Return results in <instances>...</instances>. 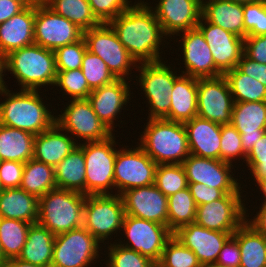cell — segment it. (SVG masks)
I'll list each match as a JSON object with an SVG mask.
<instances>
[{
	"label": "cell",
	"instance_id": "f6af8a7d",
	"mask_svg": "<svg viewBox=\"0 0 266 267\" xmlns=\"http://www.w3.org/2000/svg\"><path fill=\"white\" fill-rule=\"evenodd\" d=\"M246 153L241 143V134L230 124L221 125L220 160L227 163H234L243 160L245 163ZM236 160V161H235ZM234 161V162H233Z\"/></svg>",
	"mask_w": 266,
	"mask_h": 267
},
{
	"label": "cell",
	"instance_id": "4316f807",
	"mask_svg": "<svg viewBox=\"0 0 266 267\" xmlns=\"http://www.w3.org/2000/svg\"><path fill=\"white\" fill-rule=\"evenodd\" d=\"M78 143L56 123L48 130L35 135L33 158L55 167Z\"/></svg>",
	"mask_w": 266,
	"mask_h": 267
},
{
	"label": "cell",
	"instance_id": "7bdbcfd3",
	"mask_svg": "<svg viewBox=\"0 0 266 267\" xmlns=\"http://www.w3.org/2000/svg\"><path fill=\"white\" fill-rule=\"evenodd\" d=\"M158 263L163 267H202L194 252L174 236L166 242Z\"/></svg>",
	"mask_w": 266,
	"mask_h": 267
},
{
	"label": "cell",
	"instance_id": "ba28073f",
	"mask_svg": "<svg viewBox=\"0 0 266 267\" xmlns=\"http://www.w3.org/2000/svg\"><path fill=\"white\" fill-rule=\"evenodd\" d=\"M124 216L125 209L121 195H86L83 210V227L101 244L107 245L113 237L118 238L120 236L119 233H122L120 231ZM118 231L119 233H117ZM114 234L116 236H112Z\"/></svg>",
	"mask_w": 266,
	"mask_h": 267
},
{
	"label": "cell",
	"instance_id": "f5cc1de1",
	"mask_svg": "<svg viewBox=\"0 0 266 267\" xmlns=\"http://www.w3.org/2000/svg\"><path fill=\"white\" fill-rule=\"evenodd\" d=\"M216 263L222 266H240V249L233 235L224 243Z\"/></svg>",
	"mask_w": 266,
	"mask_h": 267
},
{
	"label": "cell",
	"instance_id": "003e7915",
	"mask_svg": "<svg viewBox=\"0 0 266 267\" xmlns=\"http://www.w3.org/2000/svg\"><path fill=\"white\" fill-rule=\"evenodd\" d=\"M152 267H163V266L160 265L158 262H156V263H154V264L152 265Z\"/></svg>",
	"mask_w": 266,
	"mask_h": 267
},
{
	"label": "cell",
	"instance_id": "44dd1931",
	"mask_svg": "<svg viewBox=\"0 0 266 267\" xmlns=\"http://www.w3.org/2000/svg\"><path fill=\"white\" fill-rule=\"evenodd\" d=\"M130 86L127 79H116L111 84L93 89L87 98L100 121L113 134L114 128L121 126L115 125L116 119H119V114L122 115V110H128L125 107L133 98Z\"/></svg>",
	"mask_w": 266,
	"mask_h": 267
},
{
	"label": "cell",
	"instance_id": "a7ac6f4b",
	"mask_svg": "<svg viewBox=\"0 0 266 267\" xmlns=\"http://www.w3.org/2000/svg\"><path fill=\"white\" fill-rule=\"evenodd\" d=\"M3 187H2V183H1V180H0V192L3 191Z\"/></svg>",
	"mask_w": 266,
	"mask_h": 267
},
{
	"label": "cell",
	"instance_id": "816d5d0a",
	"mask_svg": "<svg viewBox=\"0 0 266 267\" xmlns=\"http://www.w3.org/2000/svg\"><path fill=\"white\" fill-rule=\"evenodd\" d=\"M188 188L197 206L222 198L225 193L201 183H188Z\"/></svg>",
	"mask_w": 266,
	"mask_h": 267
},
{
	"label": "cell",
	"instance_id": "7c38bea8",
	"mask_svg": "<svg viewBox=\"0 0 266 267\" xmlns=\"http://www.w3.org/2000/svg\"><path fill=\"white\" fill-rule=\"evenodd\" d=\"M121 231L126 238L123 240L120 236L114 242L139 252L155 263L160 261L166 242L173 236L166 225L130 215L124 216Z\"/></svg>",
	"mask_w": 266,
	"mask_h": 267
},
{
	"label": "cell",
	"instance_id": "9a60e30c",
	"mask_svg": "<svg viewBox=\"0 0 266 267\" xmlns=\"http://www.w3.org/2000/svg\"><path fill=\"white\" fill-rule=\"evenodd\" d=\"M242 195L243 193H228L220 199L197 206L194 222L209 230L233 235L245 222L247 198Z\"/></svg>",
	"mask_w": 266,
	"mask_h": 267
},
{
	"label": "cell",
	"instance_id": "836d02e7",
	"mask_svg": "<svg viewBox=\"0 0 266 267\" xmlns=\"http://www.w3.org/2000/svg\"><path fill=\"white\" fill-rule=\"evenodd\" d=\"M233 236L240 249L239 267H266V237L244 222Z\"/></svg>",
	"mask_w": 266,
	"mask_h": 267
},
{
	"label": "cell",
	"instance_id": "94428289",
	"mask_svg": "<svg viewBox=\"0 0 266 267\" xmlns=\"http://www.w3.org/2000/svg\"><path fill=\"white\" fill-rule=\"evenodd\" d=\"M6 71V56L0 51V90L8 87L6 85V81L4 80V76L7 75ZM4 73V74H3Z\"/></svg>",
	"mask_w": 266,
	"mask_h": 267
},
{
	"label": "cell",
	"instance_id": "74e56055",
	"mask_svg": "<svg viewBox=\"0 0 266 267\" xmlns=\"http://www.w3.org/2000/svg\"><path fill=\"white\" fill-rule=\"evenodd\" d=\"M31 223L0 217V245L5 259L18 258Z\"/></svg>",
	"mask_w": 266,
	"mask_h": 267
},
{
	"label": "cell",
	"instance_id": "db71d44e",
	"mask_svg": "<svg viewBox=\"0 0 266 267\" xmlns=\"http://www.w3.org/2000/svg\"><path fill=\"white\" fill-rule=\"evenodd\" d=\"M237 68L266 87V64L257 63L243 54Z\"/></svg>",
	"mask_w": 266,
	"mask_h": 267
},
{
	"label": "cell",
	"instance_id": "681fc988",
	"mask_svg": "<svg viewBox=\"0 0 266 267\" xmlns=\"http://www.w3.org/2000/svg\"><path fill=\"white\" fill-rule=\"evenodd\" d=\"M23 162L0 161V180L3 189L20 188L24 171Z\"/></svg>",
	"mask_w": 266,
	"mask_h": 267
},
{
	"label": "cell",
	"instance_id": "603a6c76",
	"mask_svg": "<svg viewBox=\"0 0 266 267\" xmlns=\"http://www.w3.org/2000/svg\"><path fill=\"white\" fill-rule=\"evenodd\" d=\"M173 236L194 252L203 267L216 263L224 243L232 234L209 230L193 222L180 227Z\"/></svg>",
	"mask_w": 266,
	"mask_h": 267
},
{
	"label": "cell",
	"instance_id": "ab89813d",
	"mask_svg": "<svg viewBox=\"0 0 266 267\" xmlns=\"http://www.w3.org/2000/svg\"><path fill=\"white\" fill-rule=\"evenodd\" d=\"M154 184L166 197L188 188L184 167L182 164L157 165Z\"/></svg>",
	"mask_w": 266,
	"mask_h": 267
},
{
	"label": "cell",
	"instance_id": "ffe728a7",
	"mask_svg": "<svg viewBox=\"0 0 266 267\" xmlns=\"http://www.w3.org/2000/svg\"><path fill=\"white\" fill-rule=\"evenodd\" d=\"M157 2L155 7L151 8L169 39L178 33L196 28L202 17V0H157Z\"/></svg>",
	"mask_w": 266,
	"mask_h": 267
},
{
	"label": "cell",
	"instance_id": "6125c7cd",
	"mask_svg": "<svg viewBox=\"0 0 266 267\" xmlns=\"http://www.w3.org/2000/svg\"><path fill=\"white\" fill-rule=\"evenodd\" d=\"M253 181L256 182L255 183V185L257 186L256 188L259 189V191H261L259 193L260 194L263 193L262 196L263 198H265L262 200L263 201L261 202L262 204H259V205H266V179L253 180Z\"/></svg>",
	"mask_w": 266,
	"mask_h": 267
},
{
	"label": "cell",
	"instance_id": "f1b7e54d",
	"mask_svg": "<svg viewBox=\"0 0 266 267\" xmlns=\"http://www.w3.org/2000/svg\"><path fill=\"white\" fill-rule=\"evenodd\" d=\"M202 17L241 38L247 36L244 29L243 4L228 0H202Z\"/></svg>",
	"mask_w": 266,
	"mask_h": 267
},
{
	"label": "cell",
	"instance_id": "e7e4bbea",
	"mask_svg": "<svg viewBox=\"0 0 266 267\" xmlns=\"http://www.w3.org/2000/svg\"><path fill=\"white\" fill-rule=\"evenodd\" d=\"M203 267H239V266H222V265H219L217 263H214V264L205 265Z\"/></svg>",
	"mask_w": 266,
	"mask_h": 267
},
{
	"label": "cell",
	"instance_id": "3957f363",
	"mask_svg": "<svg viewBox=\"0 0 266 267\" xmlns=\"http://www.w3.org/2000/svg\"><path fill=\"white\" fill-rule=\"evenodd\" d=\"M138 145L157 164H182L190 155L183 123L166 119H147Z\"/></svg>",
	"mask_w": 266,
	"mask_h": 267
},
{
	"label": "cell",
	"instance_id": "30bf717a",
	"mask_svg": "<svg viewBox=\"0 0 266 267\" xmlns=\"http://www.w3.org/2000/svg\"><path fill=\"white\" fill-rule=\"evenodd\" d=\"M102 247L84 227L56 235L51 267H94Z\"/></svg>",
	"mask_w": 266,
	"mask_h": 267
},
{
	"label": "cell",
	"instance_id": "b9f144b4",
	"mask_svg": "<svg viewBox=\"0 0 266 267\" xmlns=\"http://www.w3.org/2000/svg\"><path fill=\"white\" fill-rule=\"evenodd\" d=\"M60 88L62 96L68 95L69 100L87 99L92 89L88 86L81 69L57 71L54 87Z\"/></svg>",
	"mask_w": 266,
	"mask_h": 267
},
{
	"label": "cell",
	"instance_id": "03108f58",
	"mask_svg": "<svg viewBox=\"0 0 266 267\" xmlns=\"http://www.w3.org/2000/svg\"><path fill=\"white\" fill-rule=\"evenodd\" d=\"M6 261V259L4 258L2 249H1V245H0V267L1 265Z\"/></svg>",
	"mask_w": 266,
	"mask_h": 267
},
{
	"label": "cell",
	"instance_id": "ee69618b",
	"mask_svg": "<svg viewBox=\"0 0 266 267\" xmlns=\"http://www.w3.org/2000/svg\"><path fill=\"white\" fill-rule=\"evenodd\" d=\"M80 69L92 90L111 84L117 79L108 69L105 62L88 50L84 54Z\"/></svg>",
	"mask_w": 266,
	"mask_h": 267
},
{
	"label": "cell",
	"instance_id": "7402d4cb",
	"mask_svg": "<svg viewBox=\"0 0 266 267\" xmlns=\"http://www.w3.org/2000/svg\"><path fill=\"white\" fill-rule=\"evenodd\" d=\"M121 197L124 202L125 215L168 227V197L155 184L126 190Z\"/></svg>",
	"mask_w": 266,
	"mask_h": 267
},
{
	"label": "cell",
	"instance_id": "8fae6325",
	"mask_svg": "<svg viewBox=\"0 0 266 267\" xmlns=\"http://www.w3.org/2000/svg\"><path fill=\"white\" fill-rule=\"evenodd\" d=\"M121 146L117 147L114 162L115 194L122 195L126 190L154 184L157 164L138 144L131 149Z\"/></svg>",
	"mask_w": 266,
	"mask_h": 267
},
{
	"label": "cell",
	"instance_id": "4dcf8cb0",
	"mask_svg": "<svg viewBox=\"0 0 266 267\" xmlns=\"http://www.w3.org/2000/svg\"><path fill=\"white\" fill-rule=\"evenodd\" d=\"M55 235L39 223L31 224L18 258L42 267H51Z\"/></svg>",
	"mask_w": 266,
	"mask_h": 267
},
{
	"label": "cell",
	"instance_id": "277c9868",
	"mask_svg": "<svg viewBox=\"0 0 266 267\" xmlns=\"http://www.w3.org/2000/svg\"><path fill=\"white\" fill-rule=\"evenodd\" d=\"M6 71L14 76L20 89L52 86V90L57 75L54 51L37 44L14 50L6 55Z\"/></svg>",
	"mask_w": 266,
	"mask_h": 267
},
{
	"label": "cell",
	"instance_id": "5bb4252c",
	"mask_svg": "<svg viewBox=\"0 0 266 267\" xmlns=\"http://www.w3.org/2000/svg\"><path fill=\"white\" fill-rule=\"evenodd\" d=\"M83 30L56 14L42 0L35 1L34 44L49 50L79 41Z\"/></svg>",
	"mask_w": 266,
	"mask_h": 267
},
{
	"label": "cell",
	"instance_id": "8992f818",
	"mask_svg": "<svg viewBox=\"0 0 266 267\" xmlns=\"http://www.w3.org/2000/svg\"><path fill=\"white\" fill-rule=\"evenodd\" d=\"M167 61L139 63L135 69V79L139 84L141 93L145 95L146 102L150 111L147 119H163L170 111L171 91L175 80L179 77L177 69L173 64H166ZM172 67V68H171ZM175 70V71H174ZM138 75V76H137ZM178 75V76H177ZM144 92V93H143Z\"/></svg>",
	"mask_w": 266,
	"mask_h": 267
},
{
	"label": "cell",
	"instance_id": "d590c367",
	"mask_svg": "<svg viewBox=\"0 0 266 267\" xmlns=\"http://www.w3.org/2000/svg\"><path fill=\"white\" fill-rule=\"evenodd\" d=\"M56 14L65 17L83 31L98 26L101 22L95 17L88 0H42Z\"/></svg>",
	"mask_w": 266,
	"mask_h": 267
},
{
	"label": "cell",
	"instance_id": "4fadbf2b",
	"mask_svg": "<svg viewBox=\"0 0 266 267\" xmlns=\"http://www.w3.org/2000/svg\"><path fill=\"white\" fill-rule=\"evenodd\" d=\"M65 105L61 114L56 115L55 123L78 144L106 140L113 134L100 121L88 99L70 100Z\"/></svg>",
	"mask_w": 266,
	"mask_h": 267
},
{
	"label": "cell",
	"instance_id": "484cf974",
	"mask_svg": "<svg viewBox=\"0 0 266 267\" xmlns=\"http://www.w3.org/2000/svg\"><path fill=\"white\" fill-rule=\"evenodd\" d=\"M183 124L190 154L220 160L221 124L198 116Z\"/></svg>",
	"mask_w": 266,
	"mask_h": 267
},
{
	"label": "cell",
	"instance_id": "f907efd6",
	"mask_svg": "<svg viewBox=\"0 0 266 267\" xmlns=\"http://www.w3.org/2000/svg\"><path fill=\"white\" fill-rule=\"evenodd\" d=\"M243 54L260 64H266V35L246 36Z\"/></svg>",
	"mask_w": 266,
	"mask_h": 267
},
{
	"label": "cell",
	"instance_id": "ac0fdd59",
	"mask_svg": "<svg viewBox=\"0 0 266 267\" xmlns=\"http://www.w3.org/2000/svg\"><path fill=\"white\" fill-rule=\"evenodd\" d=\"M176 36H179L178 39L181 38L178 44L185 68L181 70V74L195 78H215L223 75L216 68L211 50L197 27Z\"/></svg>",
	"mask_w": 266,
	"mask_h": 267
},
{
	"label": "cell",
	"instance_id": "7dc6e473",
	"mask_svg": "<svg viewBox=\"0 0 266 267\" xmlns=\"http://www.w3.org/2000/svg\"><path fill=\"white\" fill-rule=\"evenodd\" d=\"M243 17L247 36L266 35V0L243 4Z\"/></svg>",
	"mask_w": 266,
	"mask_h": 267
},
{
	"label": "cell",
	"instance_id": "8d00e7d4",
	"mask_svg": "<svg viewBox=\"0 0 266 267\" xmlns=\"http://www.w3.org/2000/svg\"><path fill=\"white\" fill-rule=\"evenodd\" d=\"M229 85L234 103L266 101V87L242 73L237 67L223 75Z\"/></svg>",
	"mask_w": 266,
	"mask_h": 267
},
{
	"label": "cell",
	"instance_id": "6da1fadb",
	"mask_svg": "<svg viewBox=\"0 0 266 267\" xmlns=\"http://www.w3.org/2000/svg\"><path fill=\"white\" fill-rule=\"evenodd\" d=\"M150 4L144 0L135 1L109 22L119 41L137 63L158 62L165 59L160 54H163V48H167L171 43L166 40L168 37L164 34Z\"/></svg>",
	"mask_w": 266,
	"mask_h": 267
},
{
	"label": "cell",
	"instance_id": "52a82bcc",
	"mask_svg": "<svg viewBox=\"0 0 266 267\" xmlns=\"http://www.w3.org/2000/svg\"><path fill=\"white\" fill-rule=\"evenodd\" d=\"M78 145L85 158V195L114 194V162L118 145L115 134L106 140Z\"/></svg>",
	"mask_w": 266,
	"mask_h": 267
},
{
	"label": "cell",
	"instance_id": "6f0895ef",
	"mask_svg": "<svg viewBox=\"0 0 266 267\" xmlns=\"http://www.w3.org/2000/svg\"><path fill=\"white\" fill-rule=\"evenodd\" d=\"M245 164L254 180L266 179V159H245Z\"/></svg>",
	"mask_w": 266,
	"mask_h": 267
},
{
	"label": "cell",
	"instance_id": "1f68e13d",
	"mask_svg": "<svg viewBox=\"0 0 266 267\" xmlns=\"http://www.w3.org/2000/svg\"><path fill=\"white\" fill-rule=\"evenodd\" d=\"M54 171L58 189L85 195V158L83 149L79 145L54 167Z\"/></svg>",
	"mask_w": 266,
	"mask_h": 267
},
{
	"label": "cell",
	"instance_id": "c3c4849f",
	"mask_svg": "<svg viewBox=\"0 0 266 267\" xmlns=\"http://www.w3.org/2000/svg\"><path fill=\"white\" fill-rule=\"evenodd\" d=\"M88 2L93 14L101 23H109L132 4L130 0H88Z\"/></svg>",
	"mask_w": 266,
	"mask_h": 267
},
{
	"label": "cell",
	"instance_id": "2e32d148",
	"mask_svg": "<svg viewBox=\"0 0 266 267\" xmlns=\"http://www.w3.org/2000/svg\"><path fill=\"white\" fill-rule=\"evenodd\" d=\"M182 166L188 183H203L208 187L220 189L225 194L246 192L242 190V184L239 183L241 177L238 180V174L235 176L233 164L190 154L183 161Z\"/></svg>",
	"mask_w": 266,
	"mask_h": 267
},
{
	"label": "cell",
	"instance_id": "60d3db41",
	"mask_svg": "<svg viewBox=\"0 0 266 267\" xmlns=\"http://www.w3.org/2000/svg\"><path fill=\"white\" fill-rule=\"evenodd\" d=\"M112 241H110V245L103 247L104 252L106 250V254H108L105 258L106 261H104L106 263H103L107 267H152L155 263L139 252L126 248L117 242L111 243Z\"/></svg>",
	"mask_w": 266,
	"mask_h": 267
},
{
	"label": "cell",
	"instance_id": "f35d334b",
	"mask_svg": "<svg viewBox=\"0 0 266 267\" xmlns=\"http://www.w3.org/2000/svg\"><path fill=\"white\" fill-rule=\"evenodd\" d=\"M197 205L189 188L168 197V229L174 233L180 227L193 223Z\"/></svg>",
	"mask_w": 266,
	"mask_h": 267
},
{
	"label": "cell",
	"instance_id": "e0dca14e",
	"mask_svg": "<svg viewBox=\"0 0 266 267\" xmlns=\"http://www.w3.org/2000/svg\"><path fill=\"white\" fill-rule=\"evenodd\" d=\"M234 100L226 78H198L197 116L219 124H230Z\"/></svg>",
	"mask_w": 266,
	"mask_h": 267
},
{
	"label": "cell",
	"instance_id": "bcb514c9",
	"mask_svg": "<svg viewBox=\"0 0 266 267\" xmlns=\"http://www.w3.org/2000/svg\"><path fill=\"white\" fill-rule=\"evenodd\" d=\"M87 51L84 38L54 50L56 71L80 69Z\"/></svg>",
	"mask_w": 266,
	"mask_h": 267
},
{
	"label": "cell",
	"instance_id": "e575fe53",
	"mask_svg": "<svg viewBox=\"0 0 266 267\" xmlns=\"http://www.w3.org/2000/svg\"><path fill=\"white\" fill-rule=\"evenodd\" d=\"M20 188L38 198L57 188L54 167L34 158L28 160L24 165Z\"/></svg>",
	"mask_w": 266,
	"mask_h": 267
},
{
	"label": "cell",
	"instance_id": "cb8c5ba5",
	"mask_svg": "<svg viewBox=\"0 0 266 267\" xmlns=\"http://www.w3.org/2000/svg\"><path fill=\"white\" fill-rule=\"evenodd\" d=\"M231 124L241 134L243 150L248 154L266 132V101L234 103Z\"/></svg>",
	"mask_w": 266,
	"mask_h": 267
},
{
	"label": "cell",
	"instance_id": "91938a15",
	"mask_svg": "<svg viewBox=\"0 0 266 267\" xmlns=\"http://www.w3.org/2000/svg\"><path fill=\"white\" fill-rule=\"evenodd\" d=\"M1 267H42L36 264L28 263L19 258H10L1 265Z\"/></svg>",
	"mask_w": 266,
	"mask_h": 267
},
{
	"label": "cell",
	"instance_id": "9f6ffc18",
	"mask_svg": "<svg viewBox=\"0 0 266 267\" xmlns=\"http://www.w3.org/2000/svg\"><path fill=\"white\" fill-rule=\"evenodd\" d=\"M248 207H245V222L249 224L255 231L261 233L266 237V205L259 206V211L253 216V219L249 216L247 211Z\"/></svg>",
	"mask_w": 266,
	"mask_h": 267
},
{
	"label": "cell",
	"instance_id": "d6986e66",
	"mask_svg": "<svg viewBox=\"0 0 266 267\" xmlns=\"http://www.w3.org/2000/svg\"><path fill=\"white\" fill-rule=\"evenodd\" d=\"M197 28L202 32L211 50L216 68L223 75L237 67L244 52V38L207 22L203 17L199 20Z\"/></svg>",
	"mask_w": 266,
	"mask_h": 267
},
{
	"label": "cell",
	"instance_id": "f546056e",
	"mask_svg": "<svg viewBox=\"0 0 266 267\" xmlns=\"http://www.w3.org/2000/svg\"><path fill=\"white\" fill-rule=\"evenodd\" d=\"M39 215V198L21 188L0 192V217L35 224Z\"/></svg>",
	"mask_w": 266,
	"mask_h": 267
},
{
	"label": "cell",
	"instance_id": "9c48e42d",
	"mask_svg": "<svg viewBox=\"0 0 266 267\" xmlns=\"http://www.w3.org/2000/svg\"><path fill=\"white\" fill-rule=\"evenodd\" d=\"M83 38L87 50L100 57L117 79L132 81L130 77L134 78V76H131V71L138 67V63L119 41L116 32L109 23H101L83 31Z\"/></svg>",
	"mask_w": 266,
	"mask_h": 267
},
{
	"label": "cell",
	"instance_id": "680465c9",
	"mask_svg": "<svg viewBox=\"0 0 266 267\" xmlns=\"http://www.w3.org/2000/svg\"><path fill=\"white\" fill-rule=\"evenodd\" d=\"M246 159H266V132L254 144L252 149L246 155Z\"/></svg>",
	"mask_w": 266,
	"mask_h": 267
},
{
	"label": "cell",
	"instance_id": "83f0119b",
	"mask_svg": "<svg viewBox=\"0 0 266 267\" xmlns=\"http://www.w3.org/2000/svg\"><path fill=\"white\" fill-rule=\"evenodd\" d=\"M197 82L198 78L179 75L171 91L170 111L163 119L184 123L197 116Z\"/></svg>",
	"mask_w": 266,
	"mask_h": 267
},
{
	"label": "cell",
	"instance_id": "11a10c76",
	"mask_svg": "<svg viewBox=\"0 0 266 267\" xmlns=\"http://www.w3.org/2000/svg\"><path fill=\"white\" fill-rule=\"evenodd\" d=\"M36 0H0V24L20 13Z\"/></svg>",
	"mask_w": 266,
	"mask_h": 267
},
{
	"label": "cell",
	"instance_id": "5b68a950",
	"mask_svg": "<svg viewBox=\"0 0 266 267\" xmlns=\"http://www.w3.org/2000/svg\"><path fill=\"white\" fill-rule=\"evenodd\" d=\"M86 195L55 188L39 198L38 221L55 236L83 227Z\"/></svg>",
	"mask_w": 266,
	"mask_h": 267
},
{
	"label": "cell",
	"instance_id": "be15d7a7",
	"mask_svg": "<svg viewBox=\"0 0 266 267\" xmlns=\"http://www.w3.org/2000/svg\"><path fill=\"white\" fill-rule=\"evenodd\" d=\"M228 1L245 4V3H250V2H253V1H257V0H228Z\"/></svg>",
	"mask_w": 266,
	"mask_h": 267
},
{
	"label": "cell",
	"instance_id": "d4e9b609",
	"mask_svg": "<svg viewBox=\"0 0 266 267\" xmlns=\"http://www.w3.org/2000/svg\"><path fill=\"white\" fill-rule=\"evenodd\" d=\"M35 2L0 24V51L10 52L34 44Z\"/></svg>",
	"mask_w": 266,
	"mask_h": 267
},
{
	"label": "cell",
	"instance_id": "7a4b0ae2",
	"mask_svg": "<svg viewBox=\"0 0 266 267\" xmlns=\"http://www.w3.org/2000/svg\"><path fill=\"white\" fill-rule=\"evenodd\" d=\"M15 92L8 87L0 90V96L5 98L2 102L0 99L1 125L38 135L55 124V108L52 111L49 109V104L40 95L42 92L26 89Z\"/></svg>",
	"mask_w": 266,
	"mask_h": 267
},
{
	"label": "cell",
	"instance_id": "d6a6232c",
	"mask_svg": "<svg viewBox=\"0 0 266 267\" xmlns=\"http://www.w3.org/2000/svg\"><path fill=\"white\" fill-rule=\"evenodd\" d=\"M35 135L0 124V161L26 163L33 158Z\"/></svg>",
	"mask_w": 266,
	"mask_h": 267
}]
</instances>
